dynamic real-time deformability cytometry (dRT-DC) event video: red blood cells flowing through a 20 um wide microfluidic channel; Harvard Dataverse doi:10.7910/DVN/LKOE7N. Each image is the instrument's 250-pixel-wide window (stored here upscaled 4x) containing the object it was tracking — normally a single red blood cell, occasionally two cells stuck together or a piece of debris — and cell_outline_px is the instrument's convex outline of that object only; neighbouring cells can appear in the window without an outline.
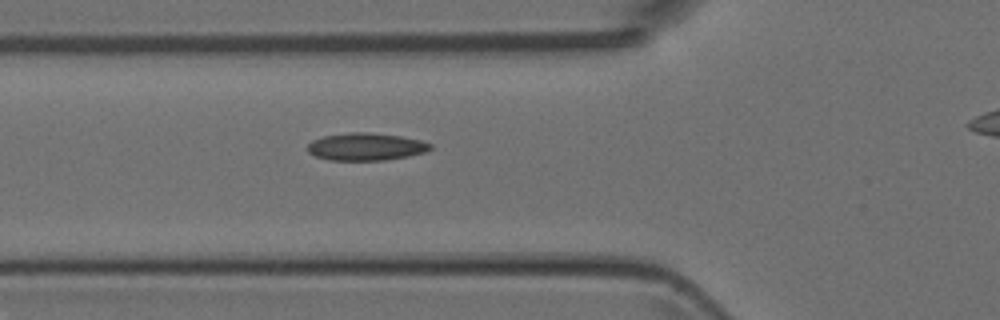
{"species": "Egyptian fruit bat (a non-hibernating species)", "species_latin": "Rousettus aegyptiacus", "temperature_condition": "room temperature", "stored_images_in_passage": 6, "segment_of_instrument_passage": [1, 2], "camera_frame_rate_fps": 3000, "um_per_image_px": 0.085, "animal": {"sex": "female"}, "frame": {"image": 1, "passage_image": 5, "time_ms": 5.667, "image_size_px": [1000, 320], "cell_outline_px": [[432, 148], [424, 152], [408, 156], [384, 160], [328, 160], [316, 156], [308, 152], [308, 144], [312, 140], [324, 136], [348, 132], [368, 132], [400, 136], [420, 140], [432, 144]], "centroid_in_image_um": [31.09, 12.46], "position_along_channel_um": 94.7, "area_um2": 19.59}}